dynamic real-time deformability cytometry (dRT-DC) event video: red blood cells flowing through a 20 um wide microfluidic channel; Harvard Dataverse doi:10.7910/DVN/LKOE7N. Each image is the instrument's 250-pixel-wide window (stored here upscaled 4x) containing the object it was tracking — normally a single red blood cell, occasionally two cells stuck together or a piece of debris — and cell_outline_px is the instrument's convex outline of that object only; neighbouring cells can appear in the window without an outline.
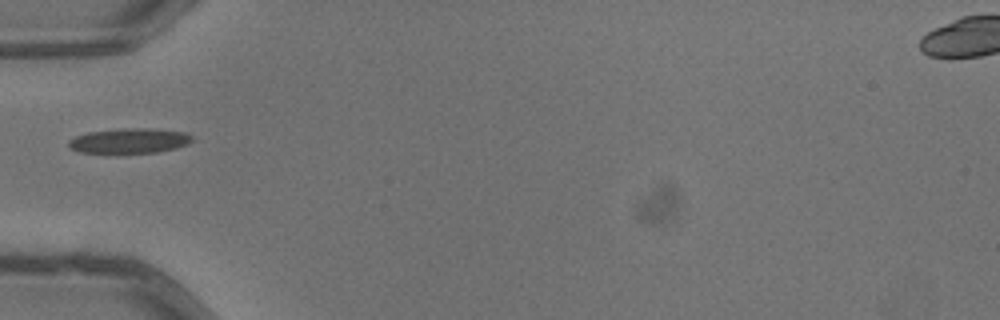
{"species": "common noctule bat (a hibernating species)", "species_latin": "Nyctalus noctula", "temperature_condition": "warm", "stored_images_in_passage": 1, "camera_frame_rate_fps": 3000, "um_per_image_px": 0.085, "animal": {"sex": "male", "body_mass_g": 13.3}, "frame": {"image": 1, "passage_image": 1, "time_ms": 0.0, "image_size_px": [1000, 320], "cell_outline_px": [[192, 140], [184, 144], [172, 148], [156, 152], [80, 152], [68, 148], [68, 140], [76, 136], [88, 132], [124, 128], [148, 128], [184, 132], [192, 136]], "centroid_in_image_um": [10.93, 11.95], "position_along_channel_um": 74.1, "area_um2": 17.51}}